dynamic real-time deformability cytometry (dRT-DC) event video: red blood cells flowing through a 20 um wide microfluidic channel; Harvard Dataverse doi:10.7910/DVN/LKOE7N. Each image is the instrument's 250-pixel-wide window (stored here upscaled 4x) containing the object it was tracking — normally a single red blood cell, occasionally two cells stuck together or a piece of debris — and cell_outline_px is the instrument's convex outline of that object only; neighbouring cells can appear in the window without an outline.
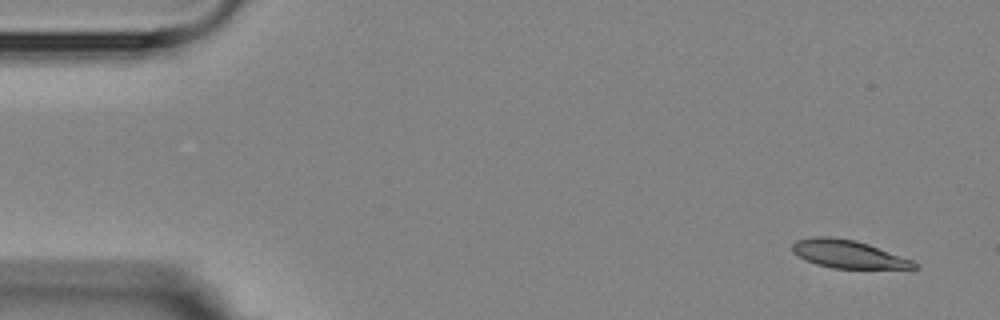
{"species": "Egyptian fruit bat (a non-hibernating species)", "species_latin": "Rousettus aegyptiacus", "temperature_condition": "room temperature", "stored_images_in_passage": 5, "camera_frame_rate_fps": 3000, "um_per_image_px": 0.085, "animal": {"sex": "female"}, "frame": {"image": 1, "passage_image": 1, "time_ms": 0.0, "image_size_px": [1000, 320], "cell_outline_px": [[920, 268], [832, 268], [816, 264], [804, 260], [792, 252], [792, 244], [796, 240], [812, 236], [832, 236], [856, 240], [868, 244], [912, 260], [920, 264]], "centroid_in_image_um": [72.05, 21.59], "position_along_channel_um": 12.9, "area_um2": 19.94}}